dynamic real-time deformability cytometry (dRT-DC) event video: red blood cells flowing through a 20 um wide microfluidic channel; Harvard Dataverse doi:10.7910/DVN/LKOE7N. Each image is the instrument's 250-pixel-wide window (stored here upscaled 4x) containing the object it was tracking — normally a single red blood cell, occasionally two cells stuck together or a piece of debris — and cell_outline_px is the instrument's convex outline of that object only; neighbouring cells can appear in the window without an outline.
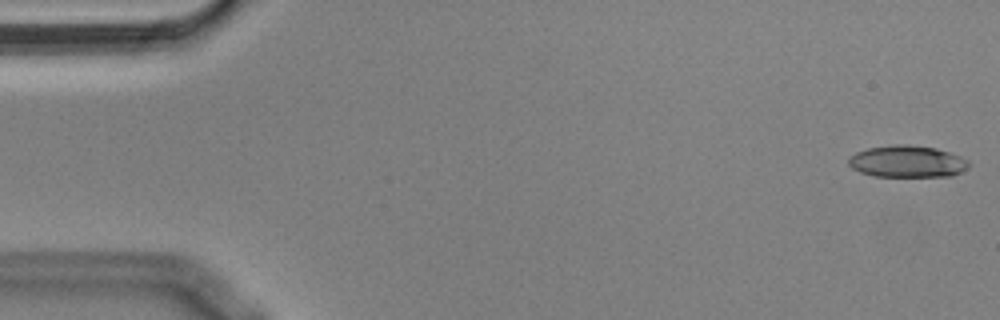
{"species": "Egyptian fruit bat (a non-hibernating species)", "species_latin": "Rousettus aegyptiacus", "temperature_condition": "cold", "stored_images_in_passage": 44, "camera_frame_rate_fps": 3000, "um_per_image_px": 0.085, "animal": {"sex": "male"}, "frame": {"image": 1, "passage_image": 1, "time_ms": 0.0, "image_size_px": [1000, 320], "cell_outline_px": [[972, 164], [968, 168], [952, 176], [872, 176], [860, 172], [852, 168], [848, 164], [848, 156], [856, 152], [868, 148], [896, 144], [908, 144], [936, 148], [960, 156], [968, 160]], "centroid_in_image_um": [77.11, 13.72], "position_along_channel_um": 7.9, "area_um2": 22.48}}
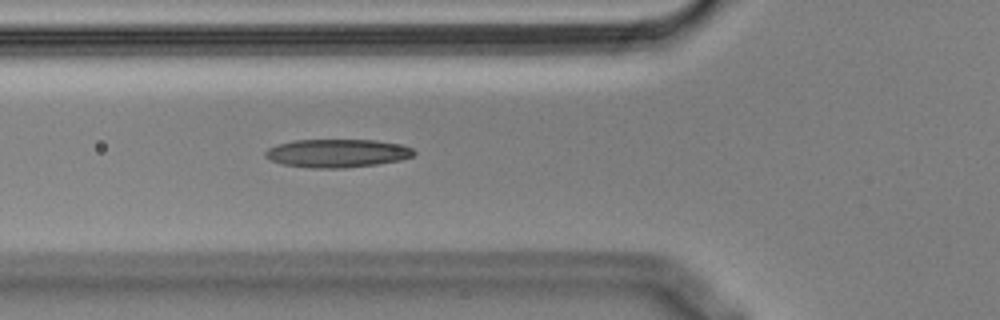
{"frame": {"image": 2, "passage_image": 19, "time_ms": 6.0, "image_size_px": [1000, 320], "cell_outline_px": [[416, 152], [412, 156], [400, 160], [376, 164], [344, 168], [312, 168], [284, 164], [272, 160], [264, 156], [264, 152], [268, 148], [276, 144], [292, 140], [376, 140], [404, 144], [412, 148]], "centroid_in_image_um": [28.67, 13.01], "position_along_channel_um": 97.1, "area_um2": 24.57}}
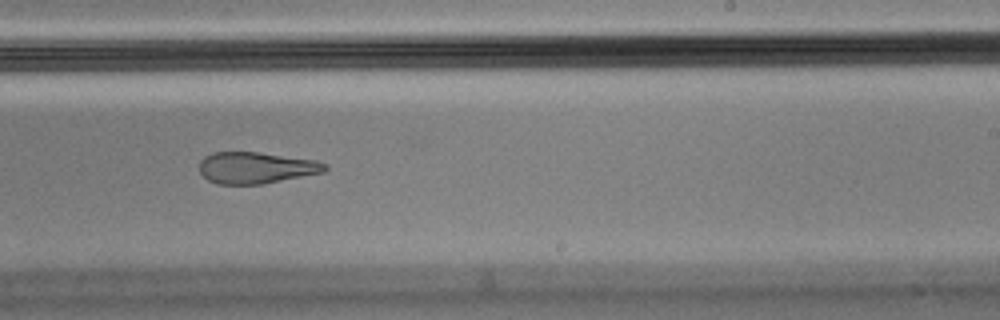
{"frame": {"image": 3, "passage_image": 33, "time_ms": 10.667, "image_size_px": [1000, 320], "cell_outline_px": [[328, 168], [324, 172], [260, 184], [216, 184], [208, 180], [200, 172], [200, 160], [204, 156], [212, 152], [256, 152], [316, 160], [324, 164]], "centroid_in_image_um": [21.72, 14.25], "position_along_channel_um": 267.3, "area_um2": 22.83}}